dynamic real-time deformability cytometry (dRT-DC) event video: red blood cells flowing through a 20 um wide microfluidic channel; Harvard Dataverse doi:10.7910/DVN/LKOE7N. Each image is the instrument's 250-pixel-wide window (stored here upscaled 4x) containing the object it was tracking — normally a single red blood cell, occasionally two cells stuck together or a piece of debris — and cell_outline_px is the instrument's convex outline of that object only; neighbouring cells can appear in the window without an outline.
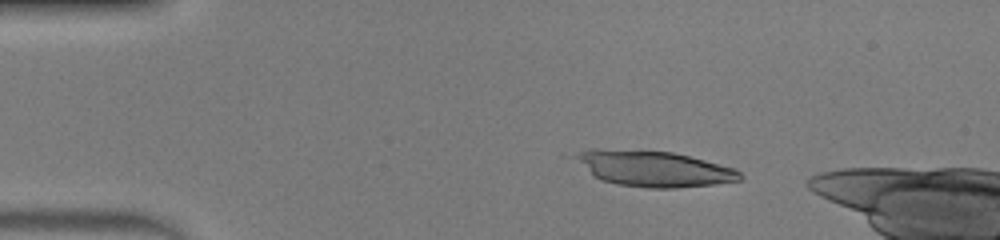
{"species": "human", "species_latin": "Homo sapiens", "temperature_condition": "warm", "stored_images_in_passage": 46, "camera_frame_rate_fps": 3000, "um_per_image_px": 0.085, "donor": {"sex": "male"}, "frame": {"image": 1, "passage_image": 6, "time_ms": 1.667, "image_size_px": [1000, 240], "cell_outline_px": [[744, 180], [716, 184], [676, 188], [648, 188], [620, 184], [600, 180], [572, 156], [588, 148], [596, 148], [672, 152], [736, 168], [744, 176]], "centroid_in_image_um": [55.64, 14.34], "position_along_channel_um": 29.4, "area_um2": 34.1}}
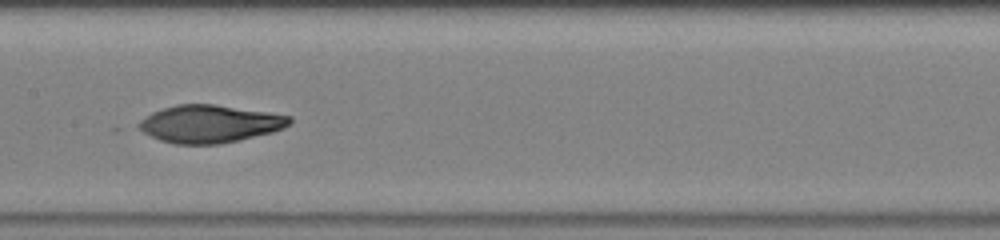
{"frame": {"image": 2, "passage_image": 22, "time_ms": 7.0, "image_size_px": [1000, 240], "cell_outline_px": [[292, 120], [284, 128], [272, 132], [220, 144], [176, 144], [160, 140], [136, 128], [136, 124], [140, 120], [152, 112], [176, 104], [212, 104], [268, 112], [292, 116]], "centroid_in_image_um": [17.8, 10.52], "position_along_channel_um": 189.6, "area_um2": 32.89}}
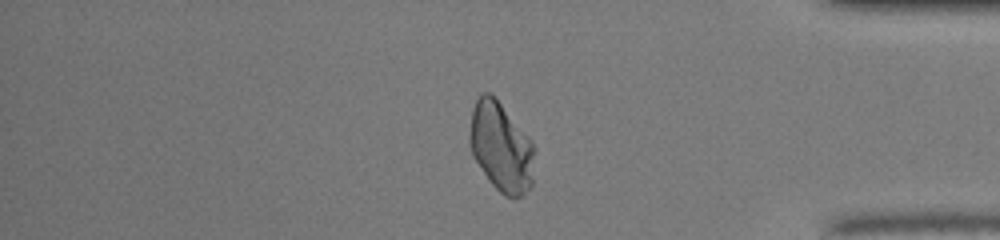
{"frame": {"image": 3, "passage_image": 38, "time_ms": 12.333, "image_size_px": [1000, 240], "cell_outline_px": [[536, 148], [532, 184], [524, 196], [504, 196], [492, 184], [472, 156], [468, 144], [468, 136], [472, 108], [480, 92], [488, 92], [500, 104], [528, 136]], "centroid_in_image_um": [42.58, 12.52], "position_along_channel_um": 392.6, "area_um2": 33.87}, "authors_computed_cell_mechanics": {"area_um2": 33.8997, "velocity_mm_per_s": 4.259, "shape_relaxation_time_tau1_ms": 4.8343, "shape_relaxation_time_tau2_ms": 1.0659, "deformation_change_tau1": 0.1969, "deformation_change_tau2": 0.0461}}